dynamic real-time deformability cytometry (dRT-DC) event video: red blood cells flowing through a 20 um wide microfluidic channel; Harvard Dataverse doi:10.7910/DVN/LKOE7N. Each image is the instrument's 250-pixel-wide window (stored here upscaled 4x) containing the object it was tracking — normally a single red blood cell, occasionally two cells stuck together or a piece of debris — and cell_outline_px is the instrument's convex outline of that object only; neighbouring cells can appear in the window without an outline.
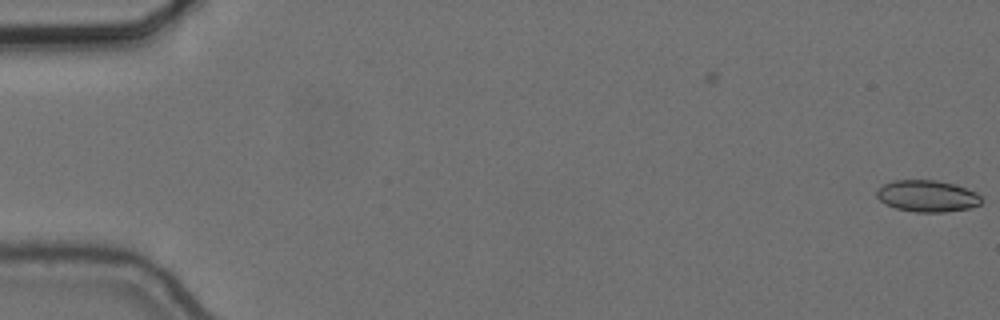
{"species": "common noctule bat (a hibernating species)", "species_latin": "Nyctalus noctula", "temperature_condition": "cold", "stored_images_in_passage": 5, "camera_frame_rate_fps": 3000, "um_per_image_px": 0.085, "animal": {"sex": "female", "body_mass_g": 24.6, "forearm_length_mm": 56.2}, "frame": {"image": 1, "passage_image": 5, "time_ms": 1.333, "image_size_px": [1000, 320], "cell_outline_px": [[984, 200], [980, 204], [972, 208], [944, 212], [916, 212], [896, 208], [880, 200], [876, 196], [876, 192], [884, 184], [892, 180], [936, 180], [952, 184], [976, 192]], "centroid_in_image_um": [78.84, 16.67], "position_along_channel_um": 6.2, "area_um2": 19.19}}